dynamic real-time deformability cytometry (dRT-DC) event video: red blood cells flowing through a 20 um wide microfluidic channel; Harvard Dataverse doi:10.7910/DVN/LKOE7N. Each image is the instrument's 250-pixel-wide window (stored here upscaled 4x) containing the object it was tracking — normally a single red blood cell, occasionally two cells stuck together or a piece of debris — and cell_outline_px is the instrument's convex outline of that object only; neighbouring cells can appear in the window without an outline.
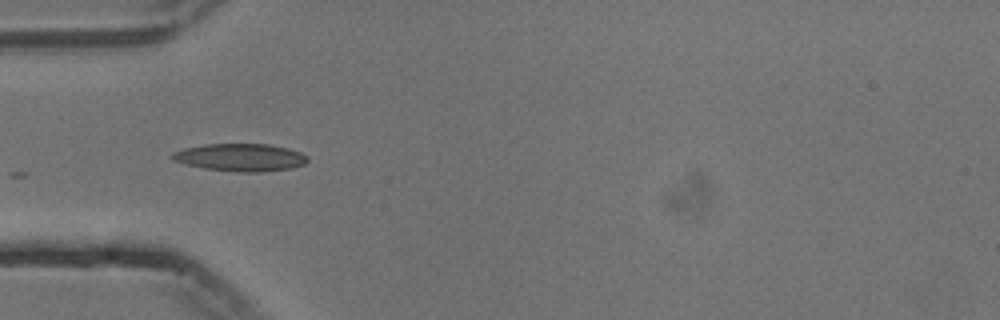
{"species": "common noctule bat (a hibernating species)", "species_latin": "Nyctalus noctula", "temperature_condition": "cold", "stored_images_in_passage": 11, "camera_frame_rate_fps": 3000, "um_per_image_px": 0.085, "animal": {"sex": "male", "body_mass_g": 13.3}, "frame": {"image": 1, "passage_image": 1, "time_ms": 0.0, "image_size_px": [1000, 320], "cell_outline_px": [[308, 160], [304, 164], [292, 168], [260, 172], [236, 172], [204, 168], [184, 164], [172, 160], [172, 152], [184, 148], [204, 144], [268, 144], [288, 148], [300, 152], [308, 156]], "centroid_in_image_um": [20.43, 13.38], "position_along_channel_um": 64.6, "area_um2": 21.85}}
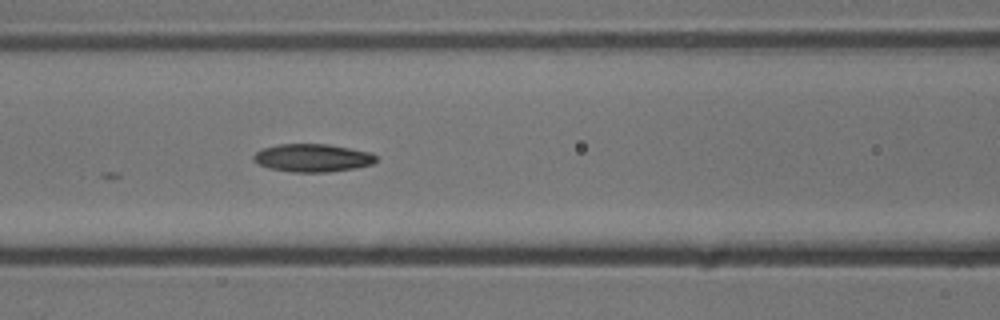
{"frame": {"image": 2, "passage_image": 7, "time_ms": 2.0, "image_size_px": [1000, 320], "cell_outline_px": [[376, 160], [372, 164], [356, 168], [328, 172], [292, 172], [268, 168], [256, 164], [252, 160], [252, 156], [260, 148], [280, 144], [328, 144], [372, 152], [376, 156]], "centroid_in_image_um": [26.52, 13.42], "position_along_channel_um": 140.1, "area_um2": 20.23}}
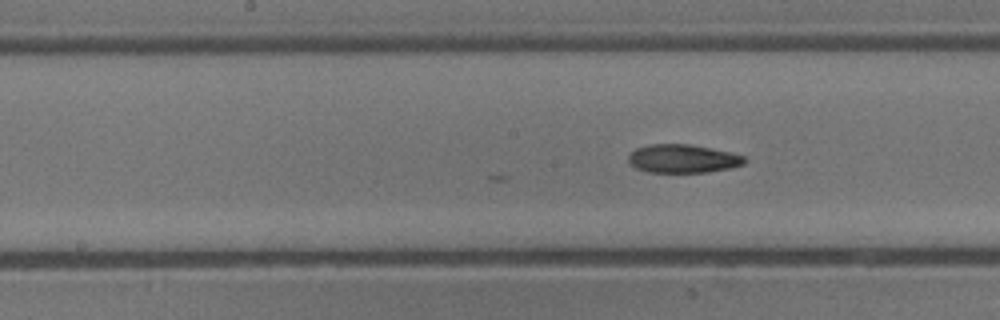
{"frame": {"image": 3, "passage_image": 11, "time_ms": 3.333, "image_size_px": [1000, 320], "cell_outline_px": [[748, 160], [744, 164], [732, 168], [708, 172], [648, 172], [636, 168], [628, 164], [628, 156], [636, 148], [648, 144], [688, 144], [728, 152], [744, 156]], "centroid_in_image_um": [58.02, 13.49], "position_along_channel_um": 190.2, "area_um2": 19.25}}